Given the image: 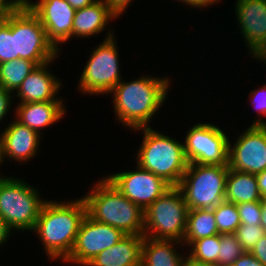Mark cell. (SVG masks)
<instances>
[{
	"label": "cell",
	"instance_id": "1",
	"mask_svg": "<svg viewBox=\"0 0 266 266\" xmlns=\"http://www.w3.org/2000/svg\"><path fill=\"white\" fill-rule=\"evenodd\" d=\"M171 82L169 77L150 75H140L128 82L122 79L108 93L112 94L118 123L130 130L151 127L150 122L168 97Z\"/></svg>",
	"mask_w": 266,
	"mask_h": 266
},
{
	"label": "cell",
	"instance_id": "2",
	"mask_svg": "<svg viewBox=\"0 0 266 266\" xmlns=\"http://www.w3.org/2000/svg\"><path fill=\"white\" fill-rule=\"evenodd\" d=\"M86 214L87 207L81 196L63 202L45 201L31 233L38 235L50 261L63 262L70 255Z\"/></svg>",
	"mask_w": 266,
	"mask_h": 266
},
{
	"label": "cell",
	"instance_id": "3",
	"mask_svg": "<svg viewBox=\"0 0 266 266\" xmlns=\"http://www.w3.org/2000/svg\"><path fill=\"white\" fill-rule=\"evenodd\" d=\"M82 197L92 219L115 227L125 235H143L144 210L118 191L105 176Z\"/></svg>",
	"mask_w": 266,
	"mask_h": 266
},
{
	"label": "cell",
	"instance_id": "4",
	"mask_svg": "<svg viewBox=\"0 0 266 266\" xmlns=\"http://www.w3.org/2000/svg\"><path fill=\"white\" fill-rule=\"evenodd\" d=\"M152 128L132 130H142L143 134L142 144L135 155L136 165L151 171L171 186H178L189 164L184 144Z\"/></svg>",
	"mask_w": 266,
	"mask_h": 266
},
{
	"label": "cell",
	"instance_id": "5",
	"mask_svg": "<svg viewBox=\"0 0 266 266\" xmlns=\"http://www.w3.org/2000/svg\"><path fill=\"white\" fill-rule=\"evenodd\" d=\"M39 190L17 176L0 177V217L13 232L34 229L46 201Z\"/></svg>",
	"mask_w": 266,
	"mask_h": 266
},
{
	"label": "cell",
	"instance_id": "6",
	"mask_svg": "<svg viewBox=\"0 0 266 266\" xmlns=\"http://www.w3.org/2000/svg\"><path fill=\"white\" fill-rule=\"evenodd\" d=\"M188 210L181 190L172 186L144 211L143 235L183 242Z\"/></svg>",
	"mask_w": 266,
	"mask_h": 266
},
{
	"label": "cell",
	"instance_id": "7",
	"mask_svg": "<svg viewBox=\"0 0 266 266\" xmlns=\"http://www.w3.org/2000/svg\"><path fill=\"white\" fill-rule=\"evenodd\" d=\"M228 166L189 163L177 186L188 209H214L225 201Z\"/></svg>",
	"mask_w": 266,
	"mask_h": 266
},
{
	"label": "cell",
	"instance_id": "8",
	"mask_svg": "<svg viewBox=\"0 0 266 266\" xmlns=\"http://www.w3.org/2000/svg\"><path fill=\"white\" fill-rule=\"evenodd\" d=\"M115 36L104 37L89 55L77 85L80 94L108 95L122 80L118 44ZM121 74V75H120Z\"/></svg>",
	"mask_w": 266,
	"mask_h": 266
},
{
	"label": "cell",
	"instance_id": "9",
	"mask_svg": "<svg viewBox=\"0 0 266 266\" xmlns=\"http://www.w3.org/2000/svg\"><path fill=\"white\" fill-rule=\"evenodd\" d=\"M12 35H15L16 59L40 66L60 57L61 52L48 40L41 21L25 3L12 13Z\"/></svg>",
	"mask_w": 266,
	"mask_h": 266
},
{
	"label": "cell",
	"instance_id": "10",
	"mask_svg": "<svg viewBox=\"0 0 266 266\" xmlns=\"http://www.w3.org/2000/svg\"><path fill=\"white\" fill-rule=\"evenodd\" d=\"M219 127L201 122L188 128L183 142L188 163L228 166L230 138Z\"/></svg>",
	"mask_w": 266,
	"mask_h": 266
},
{
	"label": "cell",
	"instance_id": "11",
	"mask_svg": "<svg viewBox=\"0 0 266 266\" xmlns=\"http://www.w3.org/2000/svg\"><path fill=\"white\" fill-rule=\"evenodd\" d=\"M126 235L119 229L84 217L70 255L63 261L76 266H86L95 256L122 240Z\"/></svg>",
	"mask_w": 266,
	"mask_h": 266
},
{
	"label": "cell",
	"instance_id": "12",
	"mask_svg": "<svg viewBox=\"0 0 266 266\" xmlns=\"http://www.w3.org/2000/svg\"><path fill=\"white\" fill-rule=\"evenodd\" d=\"M112 185L144 211L172 186L138 165L133 170L105 176Z\"/></svg>",
	"mask_w": 266,
	"mask_h": 266
},
{
	"label": "cell",
	"instance_id": "13",
	"mask_svg": "<svg viewBox=\"0 0 266 266\" xmlns=\"http://www.w3.org/2000/svg\"><path fill=\"white\" fill-rule=\"evenodd\" d=\"M228 167L257 175L266 170V125H250L232 145L229 140Z\"/></svg>",
	"mask_w": 266,
	"mask_h": 266
},
{
	"label": "cell",
	"instance_id": "14",
	"mask_svg": "<svg viewBox=\"0 0 266 266\" xmlns=\"http://www.w3.org/2000/svg\"><path fill=\"white\" fill-rule=\"evenodd\" d=\"M24 3L41 21L48 40L60 52L59 46L73 39L76 10L66 0H24Z\"/></svg>",
	"mask_w": 266,
	"mask_h": 266
},
{
	"label": "cell",
	"instance_id": "15",
	"mask_svg": "<svg viewBox=\"0 0 266 266\" xmlns=\"http://www.w3.org/2000/svg\"><path fill=\"white\" fill-rule=\"evenodd\" d=\"M235 17L250 56L266 41V0H236Z\"/></svg>",
	"mask_w": 266,
	"mask_h": 266
},
{
	"label": "cell",
	"instance_id": "16",
	"mask_svg": "<svg viewBox=\"0 0 266 266\" xmlns=\"http://www.w3.org/2000/svg\"><path fill=\"white\" fill-rule=\"evenodd\" d=\"M9 123L0 133L4 162L11 159L20 164L30 161L39 154L42 136L16 119Z\"/></svg>",
	"mask_w": 266,
	"mask_h": 266
},
{
	"label": "cell",
	"instance_id": "17",
	"mask_svg": "<svg viewBox=\"0 0 266 266\" xmlns=\"http://www.w3.org/2000/svg\"><path fill=\"white\" fill-rule=\"evenodd\" d=\"M51 63L53 61L37 66L24 79L14 92V97L19 98L17 103L63 101L62 97L58 96L62 89V80L48 69Z\"/></svg>",
	"mask_w": 266,
	"mask_h": 266
},
{
	"label": "cell",
	"instance_id": "18",
	"mask_svg": "<svg viewBox=\"0 0 266 266\" xmlns=\"http://www.w3.org/2000/svg\"><path fill=\"white\" fill-rule=\"evenodd\" d=\"M63 102L18 103L13 110L14 118L43 137L42 129L50 128L66 115L67 111Z\"/></svg>",
	"mask_w": 266,
	"mask_h": 266
},
{
	"label": "cell",
	"instance_id": "19",
	"mask_svg": "<svg viewBox=\"0 0 266 266\" xmlns=\"http://www.w3.org/2000/svg\"><path fill=\"white\" fill-rule=\"evenodd\" d=\"M117 17L110 11L103 0H96L91 5L75 11L73 19V38H89L107 31L106 39L114 36L108 24ZM107 26V27H106ZM107 28V30H106ZM82 37V38H81Z\"/></svg>",
	"mask_w": 266,
	"mask_h": 266
},
{
	"label": "cell",
	"instance_id": "20",
	"mask_svg": "<svg viewBox=\"0 0 266 266\" xmlns=\"http://www.w3.org/2000/svg\"><path fill=\"white\" fill-rule=\"evenodd\" d=\"M144 235H126L95 256L86 266H141Z\"/></svg>",
	"mask_w": 266,
	"mask_h": 266
},
{
	"label": "cell",
	"instance_id": "21",
	"mask_svg": "<svg viewBox=\"0 0 266 266\" xmlns=\"http://www.w3.org/2000/svg\"><path fill=\"white\" fill-rule=\"evenodd\" d=\"M182 242L144 236L141 266H182L185 256L177 251Z\"/></svg>",
	"mask_w": 266,
	"mask_h": 266
},
{
	"label": "cell",
	"instance_id": "22",
	"mask_svg": "<svg viewBox=\"0 0 266 266\" xmlns=\"http://www.w3.org/2000/svg\"><path fill=\"white\" fill-rule=\"evenodd\" d=\"M257 179L254 174L229 168L226 178L225 201L234 204L262 201Z\"/></svg>",
	"mask_w": 266,
	"mask_h": 266
},
{
	"label": "cell",
	"instance_id": "23",
	"mask_svg": "<svg viewBox=\"0 0 266 266\" xmlns=\"http://www.w3.org/2000/svg\"><path fill=\"white\" fill-rule=\"evenodd\" d=\"M219 234L213 209L188 210L183 244L188 247L194 240Z\"/></svg>",
	"mask_w": 266,
	"mask_h": 266
},
{
	"label": "cell",
	"instance_id": "24",
	"mask_svg": "<svg viewBox=\"0 0 266 266\" xmlns=\"http://www.w3.org/2000/svg\"><path fill=\"white\" fill-rule=\"evenodd\" d=\"M37 66L32 61L20 58L0 63V86L14 93Z\"/></svg>",
	"mask_w": 266,
	"mask_h": 266
},
{
	"label": "cell",
	"instance_id": "25",
	"mask_svg": "<svg viewBox=\"0 0 266 266\" xmlns=\"http://www.w3.org/2000/svg\"><path fill=\"white\" fill-rule=\"evenodd\" d=\"M188 248V250H190L188 256L192 259L217 266L220 248V234L194 240Z\"/></svg>",
	"mask_w": 266,
	"mask_h": 266
},
{
	"label": "cell",
	"instance_id": "26",
	"mask_svg": "<svg viewBox=\"0 0 266 266\" xmlns=\"http://www.w3.org/2000/svg\"><path fill=\"white\" fill-rule=\"evenodd\" d=\"M214 217L219 234L235 233L240 226V216L236 204L223 201L214 209Z\"/></svg>",
	"mask_w": 266,
	"mask_h": 266
},
{
	"label": "cell",
	"instance_id": "27",
	"mask_svg": "<svg viewBox=\"0 0 266 266\" xmlns=\"http://www.w3.org/2000/svg\"><path fill=\"white\" fill-rule=\"evenodd\" d=\"M244 252L234 233L220 234L217 266H232Z\"/></svg>",
	"mask_w": 266,
	"mask_h": 266
},
{
	"label": "cell",
	"instance_id": "28",
	"mask_svg": "<svg viewBox=\"0 0 266 266\" xmlns=\"http://www.w3.org/2000/svg\"><path fill=\"white\" fill-rule=\"evenodd\" d=\"M16 59L15 35H12V14L0 20V63Z\"/></svg>",
	"mask_w": 266,
	"mask_h": 266
},
{
	"label": "cell",
	"instance_id": "29",
	"mask_svg": "<svg viewBox=\"0 0 266 266\" xmlns=\"http://www.w3.org/2000/svg\"><path fill=\"white\" fill-rule=\"evenodd\" d=\"M238 242L245 252H250L254 245L266 235V231L261 226L240 224L235 233Z\"/></svg>",
	"mask_w": 266,
	"mask_h": 266
},
{
	"label": "cell",
	"instance_id": "30",
	"mask_svg": "<svg viewBox=\"0 0 266 266\" xmlns=\"http://www.w3.org/2000/svg\"><path fill=\"white\" fill-rule=\"evenodd\" d=\"M241 224L261 226L262 201L239 203L236 205Z\"/></svg>",
	"mask_w": 266,
	"mask_h": 266
},
{
	"label": "cell",
	"instance_id": "31",
	"mask_svg": "<svg viewBox=\"0 0 266 266\" xmlns=\"http://www.w3.org/2000/svg\"><path fill=\"white\" fill-rule=\"evenodd\" d=\"M249 94L250 103L255 108L254 110H256L255 112H257L256 115L258 117L256 120L254 119L251 125H266V121L261 118L263 116L266 117V84L251 90Z\"/></svg>",
	"mask_w": 266,
	"mask_h": 266
},
{
	"label": "cell",
	"instance_id": "32",
	"mask_svg": "<svg viewBox=\"0 0 266 266\" xmlns=\"http://www.w3.org/2000/svg\"><path fill=\"white\" fill-rule=\"evenodd\" d=\"M13 94V92L6 90L2 86H0V124L2 120L6 118V115L9 113L11 105L15 100V98H13Z\"/></svg>",
	"mask_w": 266,
	"mask_h": 266
},
{
	"label": "cell",
	"instance_id": "33",
	"mask_svg": "<svg viewBox=\"0 0 266 266\" xmlns=\"http://www.w3.org/2000/svg\"><path fill=\"white\" fill-rule=\"evenodd\" d=\"M24 0H0V20H3L14 13Z\"/></svg>",
	"mask_w": 266,
	"mask_h": 266
},
{
	"label": "cell",
	"instance_id": "34",
	"mask_svg": "<svg viewBox=\"0 0 266 266\" xmlns=\"http://www.w3.org/2000/svg\"><path fill=\"white\" fill-rule=\"evenodd\" d=\"M104 3L109 7L110 11L117 17L125 14L128 7H130L132 0H103ZM125 11V12H124Z\"/></svg>",
	"mask_w": 266,
	"mask_h": 266
},
{
	"label": "cell",
	"instance_id": "35",
	"mask_svg": "<svg viewBox=\"0 0 266 266\" xmlns=\"http://www.w3.org/2000/svg\"><path fill=\"white\" fill-rule=\"evenodd\" d=\"M250 253L266 266V235L254 245Z\"/></svg>",
	"mask_w": 266,
	"mask_h": 266
},
{
	"label": "cell",
	"instance_id": "36",
	"mask_svg": "<svg viewBox=\"0 0 266 266\" xmlns=\"http://www.w3.org/2000/svg\"><path fill=\"white\" fill-rule=\"evenodd\" d=\"M232 266H264L250 252H244Z\"/></svg>",
	"mask_w": 266,
	"mask_h": 266
},
{
	"label": "cell",
	"instance_id": "37",
	"mask_svg": "<svg viewBox=\"0 0 266 266\" xmlns=\"http://www.w3.org/2000/svg\"><path fill=\"white\" fill-rule=\"evenodd\" d=\"M179 3H184L186 6H192L191 8L202 9L207 8L212 5H217V3L221 2L220 0H177Z\"/></svg>",
	"mask_w": 266,
	"mask_h": 266
},
{
	"label": "cell",
	"instance_id": "38",
	"mask_svg": "<svg viewBox=\"0 0 266 266\" xmlns=\"http://www.w3.org/2000/svg\"><path fill=\"white\" fill-rule=\"evenodd\" d=\"M11 233L14 232L7 226L4 220L0 217V247L5 245L10 239Z\"/></svg>",
	"mask_w": 266,
	"mask_h": 266
},
{
	"label": "cell",
	"instance_id": "39",
	"mask_svg": "<svg viewBox=\"0 0 266 266\" xmlns=\"http://www.w3.org/2000/svg\"><path fill=\"white\" fill-rule=\"evenodd\" d=\"M260 190V195L266 200V170L255 175Z\"/></svg>",
	"mask_w": 266,
	"mask_h": 266
},
{
	"label": "cell",
	"instance_id": "40",
	"mask_svg": "<svg viewBox=\"0 0 266 266\" xmlns=\"http://www.w3.org/2000/svg\"><path fill=\"white\" fill-rule=\"evenodd\" d=\"M75 10L91 5L96 0H66Z\"/></svg>",
	"mask_w": 266,
	"mask_h": 266
},
{
	"label": "cell",
	"instance_id": "41",
	"mask_svg": "<svg viewBox=\"0 0 266 266\" xmlns=\"http://www.w3.org/2000/svg\"><path fill=\"white\" fill-rule=\"evenodd\" d=\"M182 266H215V265L198 262V261L192 259L189 256H185V259H184V262H183Z\"/></svg>",
	"mask_w": 266,
	"mask_h": 266
},
{
	"label": "cell",
	"instance_id": "42",
	"mask_svg": "<svg viewBox=\"0 0 266 266\" xmlns=\"http://www.w3.org/2000/svg\"><path fill=\"white\" fill-rule=\"evenodd\" d=\"M261 227L266 231V200H262V218Z\"/></svg>",
	"mask_w": 266,
	"mask_h": 266
},
{
	"label": "cell",
	"instance_id": "43",
	"mask_svg": "<svg viewBox=\"0 0 266 266\" xmlns=\"http://www.w3.org/2000/svg\"><path fill=\"white\" fill-rule=\"evenodd\" d=\"M252 57H266V41L264 44L258 49V51L252 54Z\"/></svg>",
	"mask_w": 266,
	"mask_h": 266
},
{
	"label": "cell",
	"instance_id": "44",
	"mask_svg": "<svg viewBox=\"0 0 266 266\" xmlns=\"http://www.w3.org/2000/svg\"><path fill=\"white\" fill-rule=\"evenodd\" d=\"M1 163H4V159H3V154H2V143H1V138H0V166L2 165ZM0 177H4L2 176V173H0Z\"/></svg>",
	"mask_w": 266,
	"mask_h": 266
},
{
	"label": "cell",
	"instance_id": "45",
	"mask_svg": "<svg viewBox=\"0 0 266 266\" xmlns=\"http://www.w3.org/2000/svg\"><path fill=\"white\" fill-rule=\"evenodd\" d=\"M252 58L257 59L256 61L263 62L264 64H266V57H252Z\"/></svg>",
	"mask_w": 266,
	"mask_h": 266
}]
</instances>
